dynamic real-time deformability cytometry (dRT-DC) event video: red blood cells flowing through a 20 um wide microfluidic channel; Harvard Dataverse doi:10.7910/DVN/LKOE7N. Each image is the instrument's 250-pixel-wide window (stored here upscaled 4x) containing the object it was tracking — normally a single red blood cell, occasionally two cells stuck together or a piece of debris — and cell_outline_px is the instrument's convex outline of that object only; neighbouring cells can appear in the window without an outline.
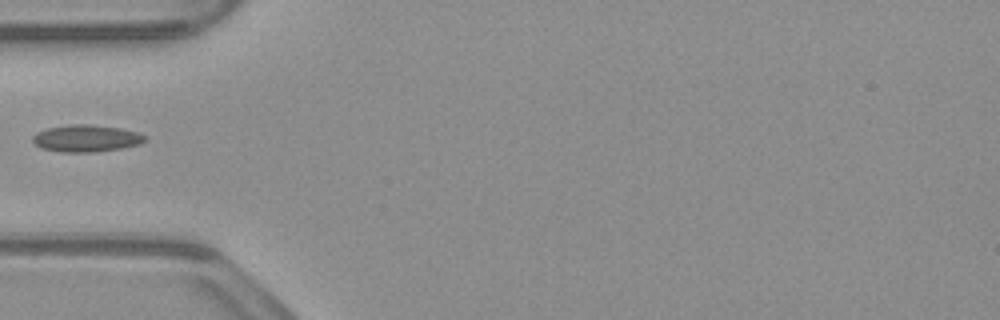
{"species": "common noctule bat (a hibernating species)", "species_latin": "Nyctalus noctula", "temperature_condition": "warm", "stored_images_in_passage": 18, "camera_frame_rate_fps": 3000, "um_per_image_px": 0.085, "animal": {"sex": "male", "body_mass_g": 23.1, "forearm_length_mm": 52.7}, "frame": {"image": 1, "passage_image": 1, "time_ms": 0.0, "image_size_px": [1000, 320], "cell_outline_px": [[144, 140], [140, 144], [120, 148], [92, 152], [60, 152], [40, 148], [32, 140], [32, 136], [36, 132], [48, 128], [72, 124], [88, 124], [120, 128], [140, 132], [144, 136]], "centroid_in_image_um": [7.3, 11.76], "position_along_channel_um": 77.7, "area_um2": 17.57}}
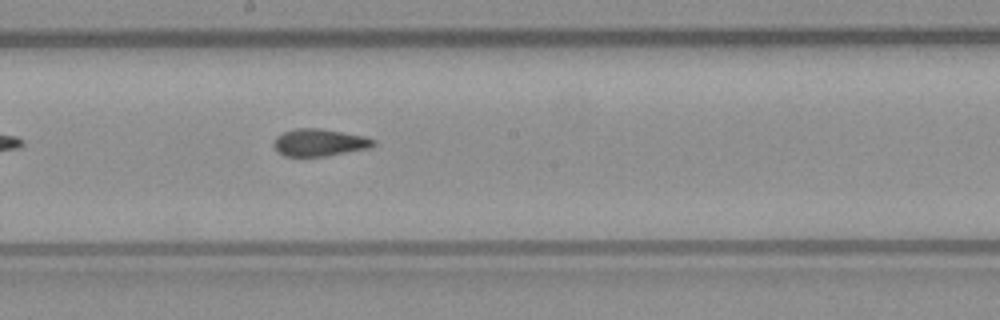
{"frame": {"image": 2, "passage_image": 12, "time_ms": 3.667, "image_size_px": [1000, 320], "cell_outline_px": [[376, 144], [368, 148], [324, 156], [284, 156], [276, 152], [272, 144], [272, 140], [276, 136], [284, 132], [296, 128], [320, 128], [364, 136], [376, 140]], "centroid_in_image_um": [27.09, 12.11], "position_along_channel_um": 221.1, "area_um2": 15.9}}
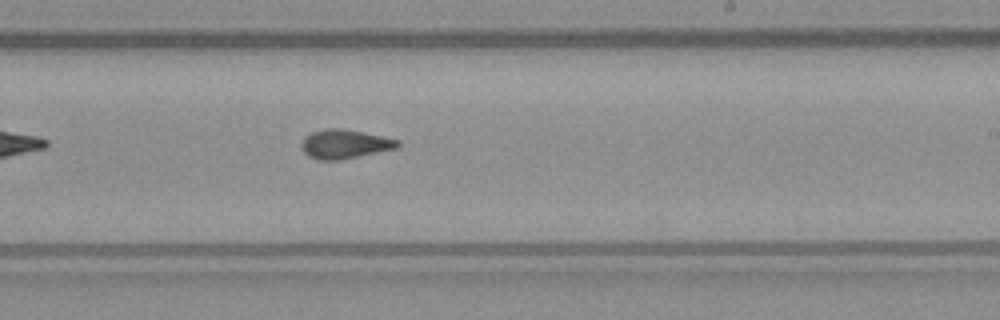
{"frame": {"image": 3, "passage_image": 15, "time_ms": 4.667, "image_size_px": [1000, 320], "cell_outline_px": [[400, 148], [340, 160], [316, 160], [308, 156], [300, 148], [300, 144], [304, 136], [312, 132], [324, 128], [340, 128], [400, 140]], "centroid_in_image_um": [29.27, 12.26], "position_along_channel_um": 259.7, "area_um2": 16.47}}